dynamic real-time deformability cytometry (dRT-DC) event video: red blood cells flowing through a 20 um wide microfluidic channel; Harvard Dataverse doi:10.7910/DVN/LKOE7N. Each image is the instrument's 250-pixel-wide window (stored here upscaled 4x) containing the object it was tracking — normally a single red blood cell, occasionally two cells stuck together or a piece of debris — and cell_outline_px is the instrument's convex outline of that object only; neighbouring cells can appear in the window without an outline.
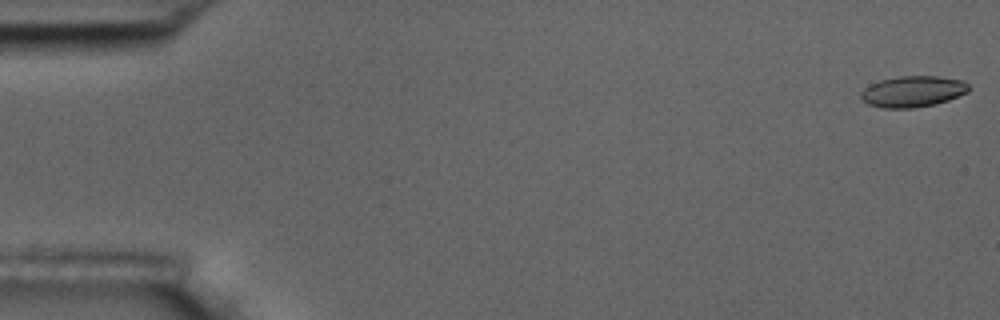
{"species": "common noctule bat (a hibernating species)", "species_latin": "Nyctalus noctula", "temperature_condition": "room temperature", "stored_images_in_passage": 5, "camera_frame_rate_fps": 3000, "um_per_image_px": 0.085, "animal": {"sex": "male", "body_mass_g": 17.5, "forearm_length_mm": 52.3}, "frame": {"image": 1, "passage_image": 1, "time_ms": 0.0, "image_size_px": [1000, 320], "cell_outline_px": [[972, 88], [968, 92], [948, 100], [932, 104], [912, 108], [884, 108], [868, 104], [860, 96], [860, 92], [864, 88], [880, 80], [900, 76], [940, 76], [964, 80]], "centroid_in_image_um": [77.62, 7.76], "position_along_channel_um": 7.4, "area_um2": 19.54}}
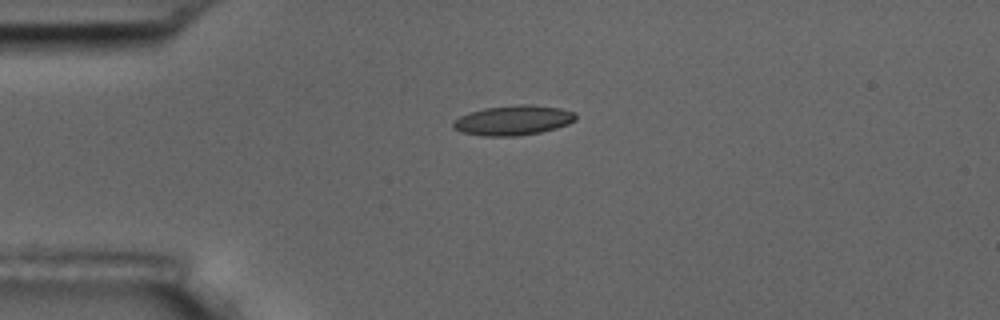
{"frame": {"image": 2, "passage_image": 4, "time_ms": 4.333, "image_size_px": [1000, 320], "cell_outline_px": [[576, 120], [568, 124], [556, 128], [540, 132], [516, 136], [484, 136], [460, 132], [452, 128], [452, 120], [468, 112], [484, 108], [520, 104], [532, 104], [560, 108], [576, 112]], "centroid_in_image_um": [43.6, 10.22], "position_along_channel_um": 41.4, "area_um2": 21.56}}